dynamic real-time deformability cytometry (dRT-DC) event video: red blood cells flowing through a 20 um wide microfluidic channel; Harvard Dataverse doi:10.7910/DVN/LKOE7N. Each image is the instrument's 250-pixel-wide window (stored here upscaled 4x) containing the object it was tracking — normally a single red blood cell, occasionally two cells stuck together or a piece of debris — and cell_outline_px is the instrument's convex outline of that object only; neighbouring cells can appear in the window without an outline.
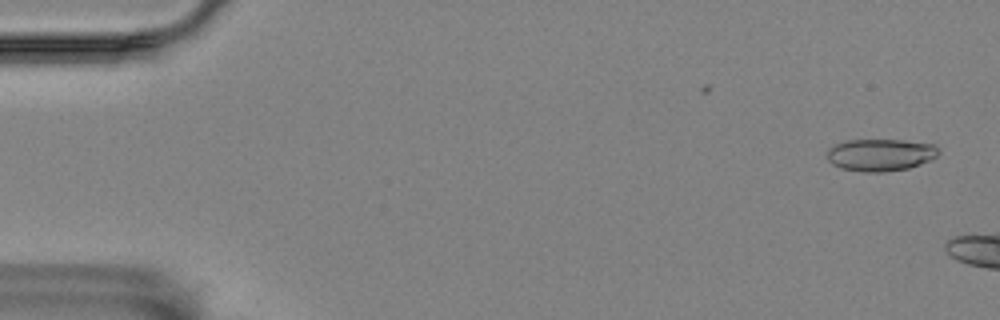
{"species": "Egyptian fruit bat (a non-hibernating species)", "species_latin": "Rousettus aegyptiacus", "temperature_condition": "room temperature", "stored_images_in_passage": 5, "camera_frame_rate_fps": 3000, "um_per_image_px": 0.085, "animal": {"sex": "female"}, "frame": {"image": 1, "passage_image": 2, "time_ms": 0.333, "image_size_px": [1000, 320], "cell_outline_px": [[940, 152], [932, 160], [908, 168], [884, 172], [864, 172], [840, 168], [832, 164], [828, 160], [828, 148], [836, 144], [848, 140], [904, 140], [932, 144]], "centroid_in_image_um": [74.83, 13.17], "position_along_channel_um": 10.2, "area_um2": 20.87}}